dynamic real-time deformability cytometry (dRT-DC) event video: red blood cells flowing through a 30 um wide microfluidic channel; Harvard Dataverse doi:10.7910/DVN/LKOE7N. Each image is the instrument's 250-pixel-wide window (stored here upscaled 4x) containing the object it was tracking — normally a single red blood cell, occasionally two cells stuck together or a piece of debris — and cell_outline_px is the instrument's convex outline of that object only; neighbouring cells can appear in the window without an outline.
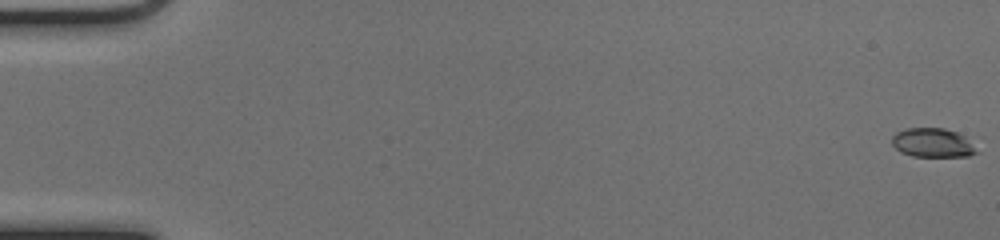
{"species": "common noctule bat (a hibernating species)", "species_latin": "Nyctalus noctula", "temperature_condition": "cold", "stored_images_in_passage": 54, "camera_frame_rate_fps": 3000, "um_per_image_px": 0.085, "animal": {"sex": "female", "body_mass_g": 17.0, "forearm_length_mm": 48.0}, "frame": {"image": 1, "passage_image": 1, "time_ms": 0.0, "image_size_px": [1000, 240], "cell_outline_px": [[980, 152], [968, 156], [912, 156], [900, 152], [892, 144], [892, 136], [896, 132], [904, 128], [944, 128], [956, 132], [964, 136]], "centroid_in_image_um": [79.26, 12.13], "position_along_channel_um": 5.7, "area_um2": 14.33}}
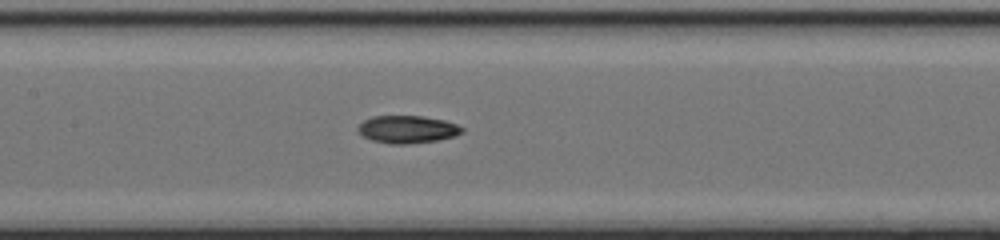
{"frame": {"image": 2, "passage_image": 27, "time_ms": 8.667, "image_size_px": [1000, 240], "cell_outline_px": [[464, 132], [452, 136], [436, 140], [408, 144], [388, 144], [372, 140], [364, 136], [356, 128], [364, 120], [372, 116], [424, 116], [444, 120], [456, 124], [464, 128]], "centroid_in_image_um": [34.62, 10.99], "position_along_channel_um": 172.8, "area_um2": 16.65}}
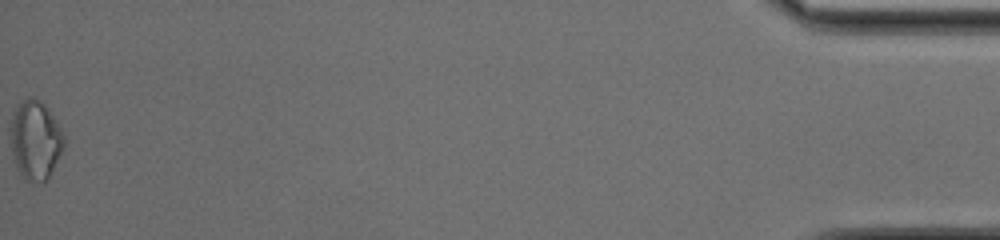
{"frame": {"image": 3, "passage_image": 54, "time_ms": 17.667, "image_size_px": [1000, 240], "cell_outline_px": [[64, 148], [48, 180], [32, 184], [20, 172], [16, 164], [12, 152], [12, 112], [28, 96], [32, 96], [40, 100], [44, 104], [64, 132]], "centroid_in_image_um": [3.05, 11.91], "position_along_channel_um": 432.2, "area_um2": 24.39}, "authors_computed_cell_mechanics": {"area_um2": 16.473, "velocity_mm_per_s": 4.004, "shape_relaxation_time_tau1_ms": 9.3847, "shape_relaxation_time_tau2_ms": 6.5231, "deformation_change_tau1": 0.2209, "deformation_change_tau2": 0.1293}}